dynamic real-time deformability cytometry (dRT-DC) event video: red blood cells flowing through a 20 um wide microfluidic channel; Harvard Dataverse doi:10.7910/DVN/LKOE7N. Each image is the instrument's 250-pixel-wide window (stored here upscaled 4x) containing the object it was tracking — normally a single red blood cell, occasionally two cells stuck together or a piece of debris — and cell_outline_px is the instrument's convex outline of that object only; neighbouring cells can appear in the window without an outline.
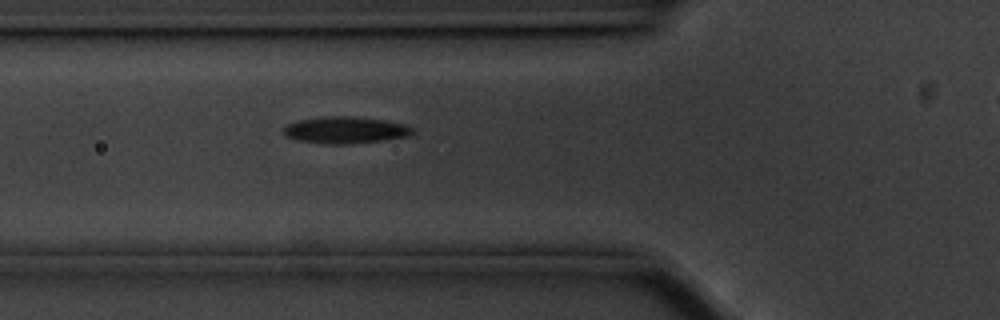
{"species": "common noctule bat (a hibernating species)", "species_latin": "Nyctalus noctula", "temperature_condition": "cold", "stored_images_in_passage": 41, "camera_frame_rate_fps": 3000, "um_per_image_px": 0.085, "animal": {"sex": "male", "body_mass_g": 20.1, "forearm_length_mm": 53.5}, "frame": {"image": 1, "passage_image": 11, "time_ms": 3.333, "image_size_px": [1000, 320], "cell_outline_px": [[412, 132], [408, 136], [384, 140], [348, 144], [328, 144], [296, 140], [284, 136], [284, 128], [288, 124], [300, 120], [320, 116], [352, 116], [384, 120], [404, 124], [412, 128]], "centroid_in_image_um": [29.32, 11.05], "position_along_channel_um": 96.5, "area_um2": 20.06}}
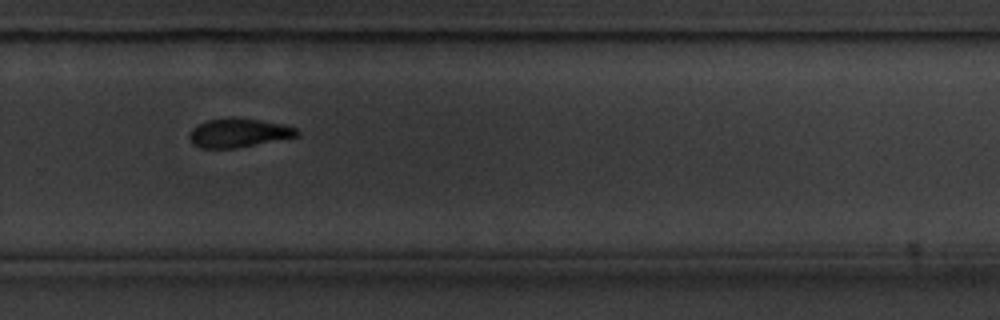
{"frame": {"image": 2, "passage_image": 29, "time_ms": 9.333, "image_size_px": [1000, 320], "cell_outline_px": [[300, 132], [296, 136], [236, 148], [200, 148], [192, 144], [188, 136], [192, 128], [208, 120], [236, 116], [260, 120], [280, 124], [296, 128]], "centroid_in_image_um": [20.23, 11.28], "position_along_channel_um": 309.6, "area_um2": 17.98}}
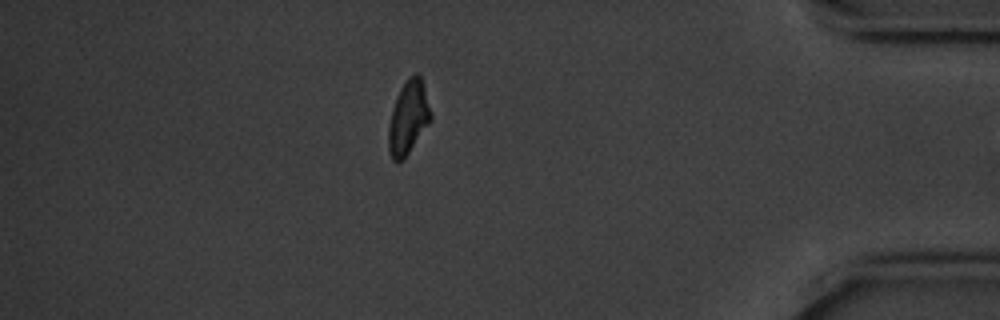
{"frame": {"image": 3, "passage_image": 40, "time_ms": 13.0, "image_size_px": [1000, 320], "cell_outline_px": [[432, 120], [404, 160], [392, 160], [388, 152], [388, 128], [392, 108], [400, 88], [408, 76], [416, 72], [420, 76], [432, 112]], "centroid_in_image_um": [34.71, 10.01], "position_along_channel_um": 400.5, "area_um2": 18.32}}